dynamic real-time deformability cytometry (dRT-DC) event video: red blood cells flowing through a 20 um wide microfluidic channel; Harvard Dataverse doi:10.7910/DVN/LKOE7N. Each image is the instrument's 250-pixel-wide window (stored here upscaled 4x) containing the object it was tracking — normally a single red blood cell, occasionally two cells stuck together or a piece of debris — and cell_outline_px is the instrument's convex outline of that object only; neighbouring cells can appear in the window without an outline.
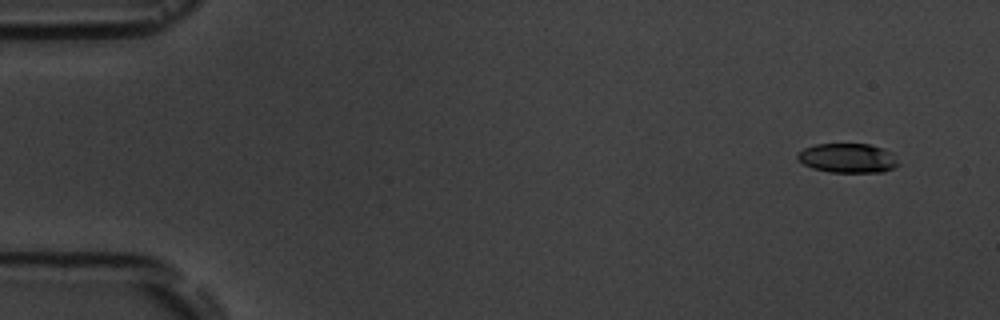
{"species": "common noctule bat (a hibernating species)", "species_latin": "Nyctalus noctula", "temperature_condition": "room temperature", "stored_images_in_passage": 5, "segment_of_instrument_passage": [1, 2], "camera_frame_rate_fps": 3000, "um_per_image_px": 0.085, "animal": {"sex": "male", "body_mass_g": 19.5, "forearm_length_mm": 54.6}, "frame": {"image": 1, "passage_image": 1, "time_ms": 0.0, "image_size_px": [1000, 320], "cell_outline_px": [[900, 164], [884, 172], [832, 172], [812, 168], [796, 160], [796, 156], [804, 148], [816, 144], [868, 144], [884, 148]], "centroid_in_image_um": [72.02, 13.44], "position_along_channel_um": 13.0, "area_um2": 17.11}}